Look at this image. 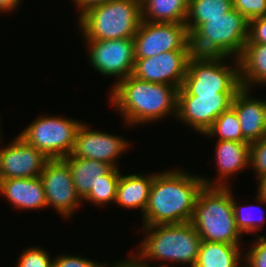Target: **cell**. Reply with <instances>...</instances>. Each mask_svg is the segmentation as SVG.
Segmentation results:
<instances>
[{"mask_svg": "<svg viewBox=\"0 0 266 267\" xmlns=\"http://www.w3.org/2000/svg\"><path fill=\"white\" fill-rule=\"evenodd\" d=\"M129 142L124 137L99 130H92L83 122L76 132L72 155L79 158L97 160L118 168V158L129 149Z\"/></svg>", "mask_w": 266, "mask_h": 267, "instance_id": "obj_14", "label": "cell"}, {"mask_svg": "<svg viewBox=\"0 0 266 267\" xmlns=\"http://www.w3.org/2000/svg\"><path fill=\"white\" fill-rule=\"evenodd\" d=\"M62 159L68 164L74 187L81 199L90 192L100 176L105 175L112 168L108 163L79 158L72 154Z\"/></svg>", "mask_w": 266, "mask_h": 267, "instance_id": "obj_21", "label": "cell"}, {"mask_svg": "<svg viewBox=\"0 0 266 267\" xmlns=\"http://www.w3.org/2000/svg\"><path fill=\"white\" fill-rule=\"evenodd\" d=\"M189 0H141L142 20L161 23H184Z\"/></svg>", "mask_w": 266, "mask_h": 267, "instance_id": "obj_23", "label": "cell"}, {"mask_svg": "<svg viewBox=\"0 0 266 267\" xmlns=\"http://www.w3.org/2000/svg\"><path fill=\"white\" fill-rule=\"evenodd\" d=\"M111 88V104L129 127L157 122L171 114L173 119L177 116L179 89L173 85L147 82L129 75Z\"/></svg>", "mask_w": 266, "mask_h": 267, "instance_id": "obj_2", "label": "cell"}, {"mask_svg": "<svg viewBox=\"0 0 266 267\" xmlns=\"http://www.w3.org/2000/svg\"><path fill=\"white\" fill-rule=\"evenodd\" d=\"M120 175L119 169L112 167L105 175L100 176V179L82 200L98 205V207L105 206L107 203H115Z\"/></svg>", "mask_w": 266, "mask_h": 267, "instance_id": "obj_25", "label": "cell"}, {"mask_svg": "<svg viewBox=\"0 0 266 267\" xmlns=\"http://www.w3.org/2000/svg\"><path fill=\"white\" fill-rule=\"evenodd\" d=\"M141 229L147 236L138 245L137 257L133 254L128 259L133 267H155L148 264L150 259L194 267L202 239L191 222L143 226Z\"/></svg>", "mask_w": 266, "mask_h": 267, "instance_id": "obj_3", "label": "cell"}, {"mask_svg": "<svg viewBox=\"0 0 266 267\" xmlns=\"http://www.w3.org/2000/svg\"><path fill=\"white\" fill-rule=\"evenodd\" d=\"M81 124L71 118L41 115L18 135L49 159L64 158L72 153Z\"/></svg>", "mask_w": 266, "mask_h": 267, "instance_id": "obj_8", "label": "cell"}, {"mask_svg": "<svg viewBox=\"0 0 266 267\" xmlns=\"http://www.w3.org/2000/svg\"><path fill=\"white\" fill-rule=\"evenodd\" d=\"M236 93L188 94L180 87L176 118L203 136L215 119L232 106Z\"/></svg>", "mask_w": 266, "mask_h": 267, "instance_id": "obj_10", "label": "cell"}, {"mask_svg": "<svg viewBox=\"0 0 266 267\" xmlns=\"http://www.w3.org/2000/svg\"><path fill=\"white\" fill-rule=\"evenodd\" d=\"M18 210H37L47 207L46 195L40 177L0 180V196Z\"/></svg>", "mask_w": 266, "mask_h": 267, "instance_id": "obj_18", "label": "cell"}, {"mask_svg": "<svg viewBox=\"0 0 266 267\" xmlns=\"http://www.w3.org/2000/svg\"><path fill=\"white\" fill-rule=\"evenodd\" d=\"M0 126H1V123H0ZM1 129H2V128L0 127V143L3 141V140H2V136H1V135H2V134H1L2 130H1Z\"/></svg>", "mask_w": 266, "mask_h": 267, "instance_id": "obj_38", "label": "cell"}, {"mask_svg": "<svg viewBox=\"0 0 266 267\" xmlns=\"http://www.w3.org/2000/svg\"><path fill=\"white\" fill-rule=\"evenodd\" d=\"M106 267H109L108 265ZM111 267H133L132 263L127 259L122 260L121 262L117 261V263L115 262L114 265H112Z\"/></svg>", "mask_w": 266, "mask_h": 267, "instance_id": "obj_37", "label": "cell"}, {"mask_svg": "<svg viewBox=\"0 0 266 267\" xmlns=\"http://www.w3.org/2000/svg\"><path fill=\"white\" fill-rule=\"evenodd\" d=\"M249 166L256 172V180L266 175V136L250 143Z\"/></svg>", "mask_w": 266, "mask_h": 267, "instance_id": "obj_29", "label": "cell"}, {"mask_svg": "<svg viewBox=\"0 0 266 267\" xmlns=\"http://www.w3.org/2000/svg\"><path fill=\"white\" fill-rule=\"evenodd\" d=\"M248 28L249 21L234 8L223 17L208 18L190 34L192 54L239 59L248 39Z\"/></svg>", "mask_w": 266, "mask_h": 267, "instance_id": "obj_6", "label": "cell"}, {"mask_svg": "<svg viewBox=\"0 0 266 267\" xmlns=\"http://www.w3.org/2000/svg\"><path fill=\"white\" fill-rule=\"evenodd\" d=\"M258 181V192L256 196V200L259 205H266V175L257 179Z\"/></svg>", "mask_w": 266, "mask_h": 267, "instance_id": "obj_35", "label": "cell"}, {"mask_svg": "<svg viewBox=\"0 0 266 267\" xmlns=\"http://www.w3.org/2000/svg\"><path fill=\"white\" fill-rule=\"evenodd\" d=\"M154 173L120 175L115 204L127 209H140L143 215L149 200Z\"/></svg>", "mask_w": 266, "mask_h": 267, "instance_id": "obj_19", "label": "cell"}, {"mask_svg": "<svg viewBox=\"0 0 266 267\" xmlns=\"http://www.w3.org/2000/svg\"><path fill=\"white\" fill-rule=\"evenodd\" d=\"M251 89L241 88L233 98L232 108L239 119L243 138L252 143L266 136V99L251 95Z\"/></svg>", "mask_w": 266, "mask_h": 267, "instance_id": "obj_16", "label": "cell"}, {"mask_svg": "<svg viewBox=\"0 0 266 267\" xmlns=\"http://www.w3.org/2000/svg\"><path fill=\"white\" fill-rule=\"evenodd\" d=\"M47 200L63 218H70L83 203L77 194L68 164L62 158L49 159L39 176Z\"/></svg>", "mask_w": 266, "mask_h": 267, "instance_id": "obj_12", "label": "cell"}, {"mask_svg": "<svg viewBox=\"0 0 266 267\" xmlns=\"http://www.w3.org/2000/svg\"><path fill=\"white\" fill-rule=\"evenodd\" d=\"M233 8L248 21L266 16V0H233Z\"/></svg>", "mask_w": 266, "mask_h": 267, "instance_id": "obj_31", "label": "cell"}, {"mask_svg": "<svg viewBox=\"0 0 266 267\" xmlns=\"http://www.w3.org/2000/svg\"><path fill=\"white\" fill-rule=\"evenodd\" d=\"M108 1L110 0H73V3L76 9L78 8L79 15H81L88 8Z\"/></svg>", "mask_w": 266, "mask_h": 267, "instance_id": "obj_34", "label": "cell"}, {"mask_svg": "<svg viewBox=\"0 0 266 267\" xmlns=\"http://www.w3.org/2000/svg\"><path fill=\"white\" fill-rule=\"evenodd\" d=\"M22 0H0V13H9L17 9Z\"/></svg>", "mask_w": 266, "mask_h": 267, "instance_id": "obj_36", "label": "cell"}, {"mask_svg": "<svg viewBox=\"0 0 266 267\" xmlns=\"http://www.w3.org/2000/svg\"><path fill=\"white\" fill-rule=\"evenodd\" d=\"M89 63L104 76H115V83L132 75L135 55L133 39L87 40Z\"/></svg>", "mask_w": 266, "mask_h": 267, "instance_id": "obj_11", "label": "cell"}, {"mask_svg": "<svg viewBox=\"0 0 266 267\" xmlns=\"http://www.w3.org/2000/svg\"><path fill=\"white\" fill-rule=\"evenodd\" d=\"M204 136L217 137V140L247 142L243 138L236 111L230 107L223 111L213 122Z\"/></svg>", "mask_w": 266, "mask_h": 267, "instance_id": "obj_26", "label": "cell"}, {"mask_svg": "<svg viewBox=\"0 0 266 267\" xmlns=\"http://www.w3.org/2000/svg\"><path fill=\"white\" fill-rule=\"evenodd\" d=\"M202 176L179 169L154 173L143 226L191 222Z\"/></svg>", "mask_w": 266, "mask_h": 267, "instance_id": "obj_1", "label": "cell"}, {"mask_svg": "<svg viewBox=\"0 0 266 267\" xmlns=\"http://www.w3.org/2000/svg\"><path fill=\"white\" fill-rule=\"evenodd\" d=\"M51 259L45 249L30 246L20 254L16 267H54V259Z\"/></svg>", "mask_w": 266, "mask_h": 267, "instance_id": "obj_28", "label": "cell"}, {"mask_svg": "<svg viewBox=\"0 0 266 267\" xmlns=\"http://www.w3.org/2000/svg\"><path fill=\"white\" fill-rule=\"evenodd\" d=\"M215 149V160L217 164L218 177L216 180L202 176L204 185L228 187L230 176L249 167L250 143L217 140ZM229 177V178H228Z\"/></svg>", "mask_w": 266, "mask_h": 267, "instance_id": "obj_17", "label": "cell"}, {"mask_svg": "<svg viewBox=\"0 0 266 267\" xmlns=\"http://www.w3.org/2000/svg\"><path fill=\"white\" fill-rule=\"evenodd\" d=\"M238 267H248L246 263L244 265L240 264Z\"/></svg>", "mask_w": 266, "mask_h": 267, "instance_id": "obj_39", "label": "cell"}, {"mask_svg": "<svg viewBox=\"0 0 266 267\" xmlns=\"http://www.w3.org/2000/svg\"><path fill=\"white\" fill-rule=\"evenodd\" d=\"M231 187L206 186L198 193L191 219L202 241L240 245L236 227Z\"/></svg>", "mask_w": 266, "mask_h": 267, "instance_id": "obj_4", "label": "cell"}, {"mask_svg": "<svg viewBox=\"0 0 266 267\" xmlns=\"http://www.w3.org/2000/svg\"><path fill=\"white\" fill-rule=\"evenodd\" d=\"M84 40L133 39L142 21L141 0H110L79 15Z\"/></svg>", "mask_w": 266, "mask_h": 267, "instance_id": "obj_5", "label": "cell"}, {"mask_svg": "<svg viewBox=\"0 0 266 267\" xmlns=\"http://www.w3.org/2000/svg\"><path fill=\"white\" fill-rule=\"evenodd\" d=\"M240 80L243 88L266 87V44L246 43L239 57Z\"/></svg>", "mask_w": 266, "mask_h": 267, "instance_id": "obj_20", "label": "cell"}, {"mask_svg": "<svg viewBox=\"0 0 266 267\" xmlns=\"http://www.w3.org/2000/svg\"><path fill=\"white\" fill-rule=\"evenodd\" d=\"M233 9V0H189L186 27L189 35L208 18L223 17Z\"/></svg>", "mask_w": 266, "mask_h": 267, "instance_id": "obj_24", "label": "cell"}, {"mask_svg": "<svg viewBox=\"0 0 266 267\" xmlns=\"http://www.w3.org/2000/svg\"><path fill=\"white\" fill-rule=\"evenodd\" d=\"M54 267H106L109 264L98 263L97 261L83 258V256H73V254H64L54 257Z\"/></svg>", "mask_w": 266, "mask_h": 267, "instance_id": "obj_32", "label": "cell"}, {"mask_svg": "<svg viewBox=\"0 0 266 267\" xmlns=\"http://www.w3.org/2000/svg\"><path fill=\"white\" fill-rule=\"evenodd\" d=\"M235 197L233 196V201H232V206H233V212H234V217H235V224L237 229L239 230V232L243 235L244 233L246 234H258L259 229H261L263 227V224L266 222V218L264 217V215H260V217L258 215H256L257 217H254L252 215L255 214L252 213V211L254 210H258L259 212L257 214H263L262 209L260 208V206L257 205H252V204H247V205H239L236 202V199H234ZM255 208V209H254ZM253 209V210H252ZM257 218V219H256ZM258 231V232H257Z\"/></svg>", "mask_w": 266, "mask_h": 267, "instance_id": "obj_27", "label": "cell"}, {"mask_svg": "<svg viewBox=\"0 0 266 267\" xmlns=\"http://www.w3.org/2000/svg\"><path fill=\"white\" fill-rule=\"evenodd\" d=\"M192 50H173L135 59L132 76L147 82L182 87Z\"/></svg>", "mask_w": 266, "mask_h": 267, "instance_id": "obj_13", "label": "cell"}, {"mask_svg": "<svg viewBox=\"0 0 266 267\" xmlns=\"http://www.w3.org/2000/svg\"><path fill=\"white\" fill-rule=\"evenodd\" d=\"M241 251V245L202 241L194 267H238L243 262Z\"/></svg>", "mask_w": 266, "mask_h": 267, "instance_id": "obj_22", "label": "cell"}, {"mask_svg": "<svg viewBox=\"0 0 266 267\" xmlns=\"http://www.w3.org/2000/svg\"><path fill=\"white\" fill-rule=\"evenodd\" d=\"M250 249L243 254V264L248 267H266V236L257 235Z\"/></svg>", "mask_w": 266, "mask_h": 267, "instance_id": "obj_30", "label": "cell"}, {"mask_svg": "<svg viewBox=\"0 0 266 267\" xmlns=\"http://www.w3.org/2000/svg\"><path fill=\"white\" fill-rule=\"evenodd\" d=\"M133 44L135 59L150 58L173 50H191L190 35L184 23L142 20Z\"/></svg>", "mask_w": 266, "mask_h": 267, "instance_id": "obj_9", "label": "cell"}, {"mask_svg": "<svg viewBox=\"0 0 266 267\" xmlns=\"http://www.w3.org/2000/svg\"><path fill=\"white\" fill-rule=\"evenodd\" d=\"M49 158L17 135L0 147V180L39 177Z\"/></svg>", "mask_w": 266, "mask_h": 267, "instance_id": "obj_15", "label": "cell"}, {"mask_svg": "<svg viewBox=\"0 0 266 267\" xmlns=\"http://www.w3.org/2000/svg\"><path fill=\"white\" fill-rule=\"evenodd\" d=\"M228 58L230 57L192 54L182 88L188 94L238 92L242 88L239 59L232 58L233 67L231 62L230 65L226 63Z\"/></svg>", "mask_w": 266, "mask_h": 267, "instance_id": "obj_7", "label": "cell"}, {"mask_svg": "<svg viewBox=\"0 0 266 267\" xmlns=\"http://www.w3.org/2000/svg\"><path fill=\"white\" fill-rule=\"evenodd\" d=\"M246 43L266 44V16L249 20L248 39Z\"/></svg>", "mask_w": 266, "mask_h": 267, "instance_id": "obj_33", "label": "cell"}]
</instances>
